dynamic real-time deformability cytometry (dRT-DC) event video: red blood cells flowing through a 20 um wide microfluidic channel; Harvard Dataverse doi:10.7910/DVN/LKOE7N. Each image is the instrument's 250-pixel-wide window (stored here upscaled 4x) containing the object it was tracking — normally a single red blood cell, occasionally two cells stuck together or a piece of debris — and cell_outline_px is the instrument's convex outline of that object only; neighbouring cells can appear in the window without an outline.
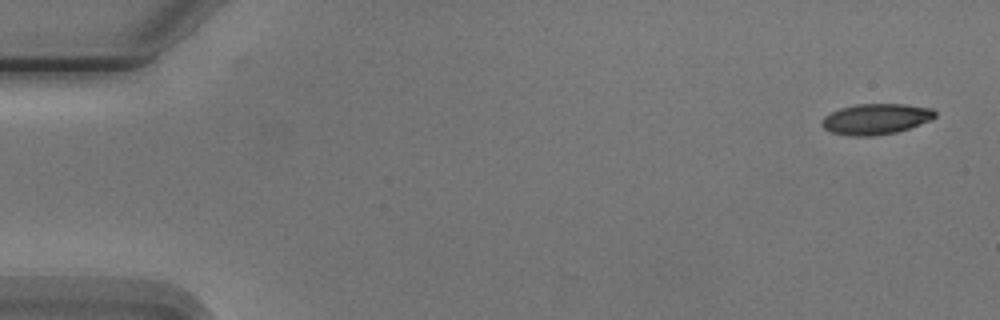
{"species": "Egyptian fruit bat (a non-hibernating species)", "species_latin": "Rousettus aegyptiacus", "temperature_condition": "cold", "stored_images_in_passage": 6, "segment_of_instrument_passage": [1, 2], "camera_frame_rate_fps": 3000, "um_per_image_px": 0.085, "animal": {"sex": "male"}, "frame": {"image": 1, "passage_image": 1, "time_ms": 0.0, "image_size_px": [1000, 320], "cell_outline_px": [[936, 116], [932, 120], [896, 132], [872, 136], [848, 136], [832, 132], [824, 128], [820, 124], [824, 116], [840, 108], [856, 104], [904, 104], [932, 108], [936, 112]], "centroid_in_image_um": [74.45, 10.11], "position_along_channel_um": 10.6, "area_um2": 20.29}}